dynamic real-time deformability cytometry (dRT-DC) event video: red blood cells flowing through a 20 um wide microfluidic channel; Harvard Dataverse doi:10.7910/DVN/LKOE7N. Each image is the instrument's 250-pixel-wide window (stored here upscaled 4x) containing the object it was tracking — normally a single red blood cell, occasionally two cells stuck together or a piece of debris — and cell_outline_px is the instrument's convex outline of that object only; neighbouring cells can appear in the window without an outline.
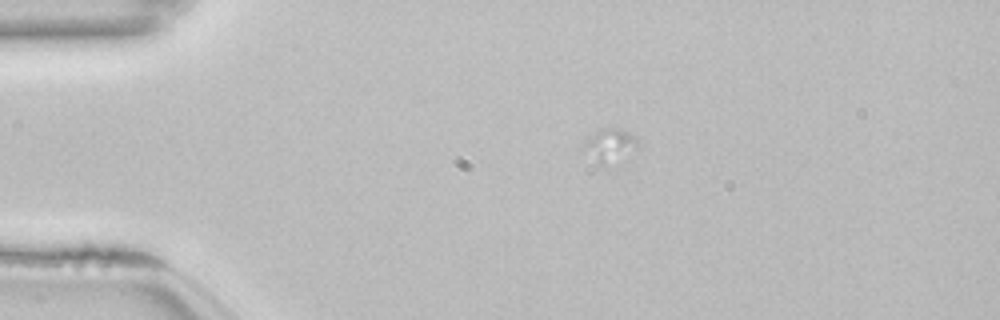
{"species": "common noctule bat (a hibernating species)", "species_latin": "Nyctalus noctula", "temperature_condition": "room temperature", "stored_images_in_passage": 14, "camera_frame_rate_fps": 3000, "um_per_image_px": 0.085, "animal": {"sex": "female", "body_mass_g": 22.7, "forearm_length_mm": 54.2}, "frame": {"image": 1, "passage_image": 1, "time_ms": 0.0, "image_size_px": [1000, 320], "cell_outline_px": [[640, 144], [636, 156], [604, 164], [596, 164], [584, 144], [584, 140], [600, 128], [616, 128], [628, 132], [640, 140]], "centroid_in_image_um": [51.98, 12.36], "position_along_channel_um": 33.0, "area_um2": 10.81}}